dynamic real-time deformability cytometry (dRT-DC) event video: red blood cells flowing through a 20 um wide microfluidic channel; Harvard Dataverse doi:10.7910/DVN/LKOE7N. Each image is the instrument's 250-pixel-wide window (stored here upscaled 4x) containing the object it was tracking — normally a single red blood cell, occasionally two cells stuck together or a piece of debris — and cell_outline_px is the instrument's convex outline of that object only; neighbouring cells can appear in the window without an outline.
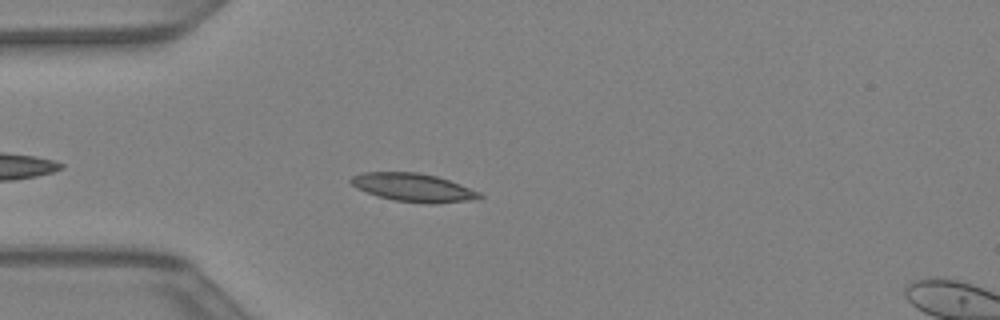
{"species": "Egyptian fruit bat (a non-hibernating species)", "species_latin": "Rousettus aegyptiacus", "temperature_condition": "warm", "stored_images_in_passage": 25, "camera_frame_rate_fps": 3000, "um_per_image_px": 0.085, "animal": {"sex": "female"}, "frame": {"image": 1, "passage_image": 2, "time_ms": 0.333, "image_size_px": [1000, 320], "cell_outline_px": [[484, 196], [472, 200], [436, 204], [432, 204], [392, 200], [356, 188], [348, 180], [352, 176], [364, 172], [420, 172], [436, 176], [460, 184], [480, 192]], "centroid_in_image_um": [35.14, 15.94], "position_along_channel_um": 49.9, "area_um2": 21.15}}
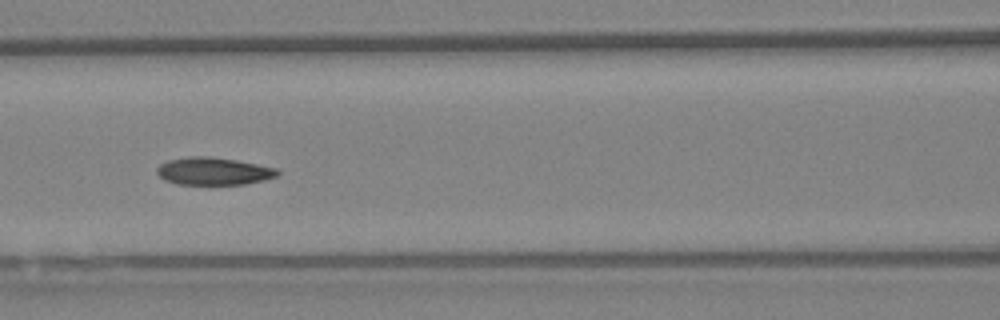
{"frame": {"image": 2, "passage_image": 9, "time_ms": 2.667, "image_size_px": [1000, 320], "cell_outline_px": [[280, 172], [276, 176], [264, 180], [244, 184], [176, 184], [164, 180], [156, 172], [156, 168], [160, 164], [168, 160], [192, 156], [208, 156], [236, 160], [276, 168]], "centroid_in_image_um": [18.12, 14.55], "position_along_channel_um": 148.5, "area_um2": 19.25}}
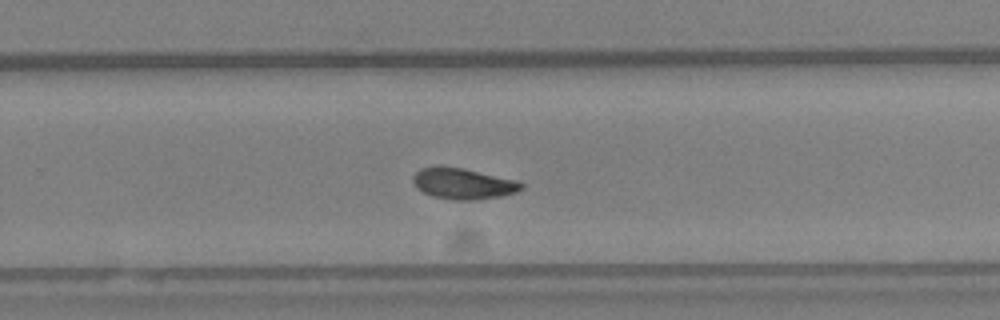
{"frame": {"image": 3, "passage_image": 18, "time_ms": 5.667, "image_size_px": [1000, 320], "cell_outline_px": [[524, 188], [516, 192], [500, 196], [476, 200], [452, 200], [432, 196], [416, 188], [412, 180], [412, 176], [420, 168], [464, 168], [516, 180], [524, 184]], "centroid_in_image_um": [39.38, 15.63], "position_along_channel_um": 290.4, "area_um2": 19.31}}